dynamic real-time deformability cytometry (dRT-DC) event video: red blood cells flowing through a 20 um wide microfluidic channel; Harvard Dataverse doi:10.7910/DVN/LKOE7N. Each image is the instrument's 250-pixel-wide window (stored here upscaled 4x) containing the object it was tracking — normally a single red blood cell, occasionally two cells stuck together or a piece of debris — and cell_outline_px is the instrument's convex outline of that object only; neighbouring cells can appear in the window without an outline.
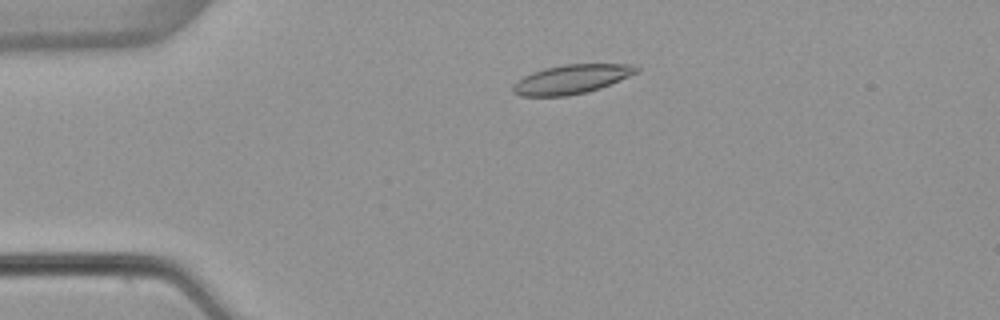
{"species": "common noctule bat (a hibernating species)", "species_latin": "Nyctalus noctula", "temperature_condition": "warm", "stored_images_in_passage": 47, "camera_frame_rate_fps": 3000, "um_per_image_px": 0.085, "animal": {"sex": "female", "body_mass_g": 22.7, "forearm_length_mm": 54.2}, "frame": {"image": 1, "passage_image": 6, "time_ms": 1.667, "image_size_px": [1000, 320], "cell_outline_px": [[640, 72], [600, 88], [588, 92], [568, 96], [520, 96], [512, 92], [512, 84], [524, 76], [532, 72], [544, 68], [564, 64], [632, 64], [640, 68]], "centroid_in_image_um": [48.58, 6.73], "position_along_channel_um": 36.4, "area_um2": 21.15}}
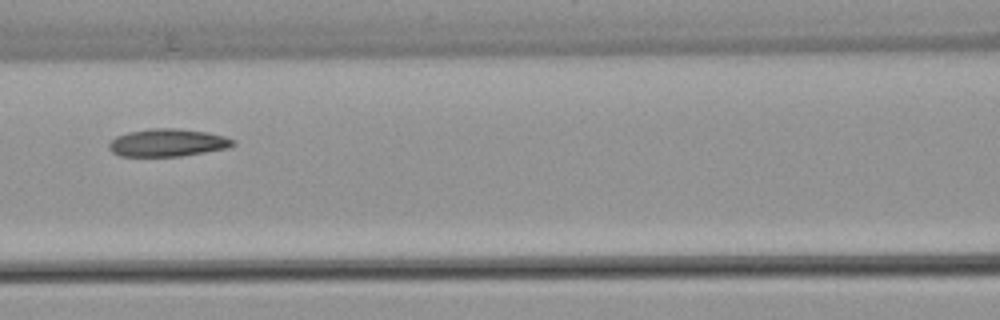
{"frame": {"image": 2, "passage_image": 18, "time_ms": 5.667, "image_size_px": [1000, 320], "cell_outline_px": [[236, 144], [228, 148], [180, 156], [120, 156], [112, 152], [108, 148], [108, 144], [116, 136], [128, 132], [148, 128], [176, 128], [204, 132], [224, 136], [236, 140]], "centroid_in_image_um": [14.23, 12.12], "position_along_channel_um": 152.4, "area_um2": 20.0}}
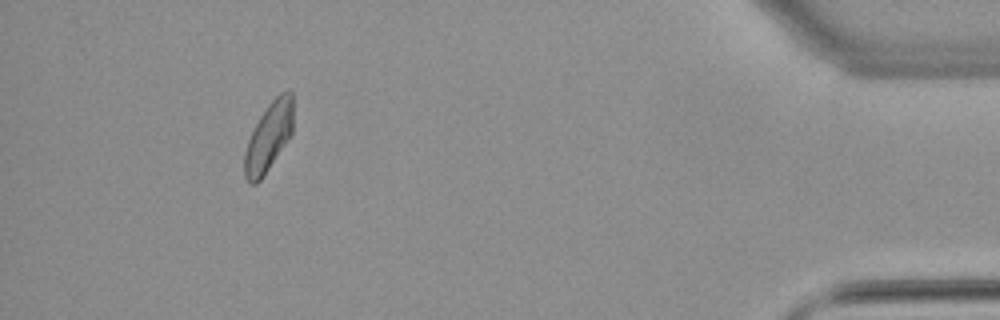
{"frame": {"image": 3, "passage_image": 43, "time_ms": 14.0, "image_size_px": [1000, 320], "cell_outline_px": [[292, 132], [288, 140], [264, 176], [256, 184], [248, 184], [244, 176], [244, 152], [248, 140], [260, 116], [268, 104], [280, 92], [292, 92]], "centroid_in_image_um": [22.81, 11.69], "position_along_channel_um": 412.4, "area_um2": 19.42}, "authors_computed_cell_mechanics": {"area_um2": 20.1722, "velocity_mm_per_s": 3.8645, "shape_relaxation_time_tau1_ms": 7.596, "shape_relaxation_time_tau2_ms": 4.3202, "deformation_change_tau1": 0.1721, "deformation_change_tau2": 0.0935}}